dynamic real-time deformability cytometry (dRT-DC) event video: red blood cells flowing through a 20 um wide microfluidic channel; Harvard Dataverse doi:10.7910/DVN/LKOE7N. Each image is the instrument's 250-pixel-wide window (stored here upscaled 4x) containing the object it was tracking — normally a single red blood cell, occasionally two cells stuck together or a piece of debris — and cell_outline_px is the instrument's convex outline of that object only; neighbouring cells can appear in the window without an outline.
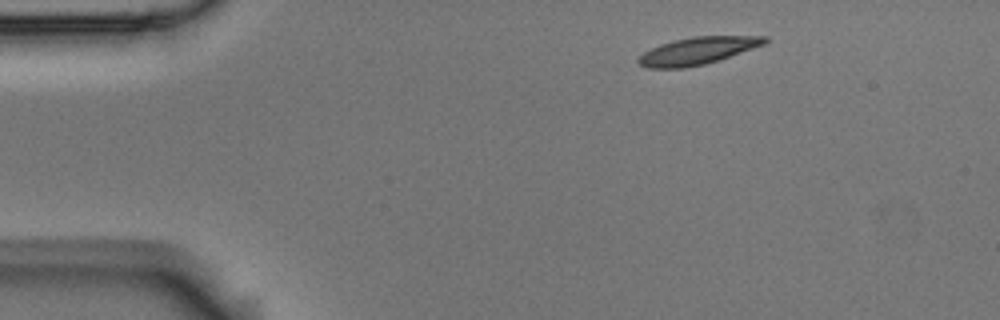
{"species": "Egyptian fruit bat (a non-hibernating species)", "species_latin": "Rousettus aegyptiacus", "temperature_condition": "room temperature", "stored_images_in_passage": 2, "camera_frame_rate_fps": 3000, "um_per_image_px": 0.085, "animal": {"sex": "male"}, "frame": {"image": 1, "passage_image": 1, "time_ms": 0.0, "image_size_px": [1000, 320], "cell_outline_px": [[768, 40], [764, 44], [704, 64], [684, 68], [648, 68], [640, 64], [636, 60], [644, 52], [660, 44], [692, 36], [768, 36]], "centroid_in_image_um": [59.26, 4.31], "position_along_channel_um": 25.7, "area_um2": 19.65}}